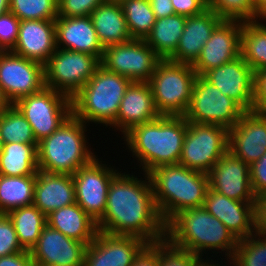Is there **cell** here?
I'll return each instance as SVG.
<instances>
[{
  "label": "cell",
  "mask_w": 266,
  "mask_h": 266,
  "mask_svg": "<svg viewBox=\"0 0 266 266\" xmlns=\"http://www.w3.org/2000/svg\"><path fill=\"white\" fill-rule=\"evenodd\" d=\"M145 180L119 172L107 193L106 211L98 230L137 236L149 244L165 239V224L156 208L149 174Z\"/></svg>",
  "instance_id": "6da1fadb"
},
{
  "label": "cell",
  "mask_w": 266,
  "mask_h": 266,
  "mask_svg": "<svg viewBox=\"0 0 266 266\" xmlns=\"http://www.w3.org/2000/svg\"><path fill=\"white\" fill-rule=\"evenodd\" d=\"M187 127L184 116L160 115L133 126L124 134V140L148 174L158 166L179 163Z\"/></svg>",
  "instance_id": "7a4b0ae2"
},
{
  "label": "cell",
  "mask_w": 266,
  "mask_h": 266,
  "mask_svg": "<svg viewBox=\"0 0 266 266\" xmlns=\"http://www.w3.org/2000/svg\"><path fill=\"white\" fill-rule=\"evenodd\" d=\"M148 174L155 205L165 225L183 210L204 206L208 174L180 164L161 165Z\"/></svg>",
  "instance_id": "3957f363"
},
{
  "label": "cell",
  "mask_w": 266,
  "mask_h": 266,
  "mask_svg": "<svg viewBox=\"0 0 266 266\" xmlns=\"http://www.w3.org/2000/svg\"><path fill=\"white\" fill-rule=\"evenodd\" d=\"M165 238L173 246L187 250L200 258L206 249H215L226 251L225 256L231 259L239 241L204 206L186 209L176 214L165 225Z\"/></svg>",
  "instance_id": "277c9868"
},
{
  "label": "cell",
  "mask_w": 266,
  "mask_h": 266,
  "mask_svg": "<svg viewBox=\"0 0 266 266\" xmlns=\"http://www.w3.org/2000/svg\"><path fill=\"white\" fill-rule=\"evenodd\" d=\"M86 124L73 114L37 145L38 170L73 175L96 156L88 149ZM86 139V140H85Z\"/></svg>",
  "instance_id": "5b68a950"
},
{
  "label": "cell",
  "mask_w": 266,
  "mask_h": 266,
  "mask_svg": "<svg viewBox=\"0 0 266 266\" xmlns=\"http://www.w3.org/2000/svg\"><path fill=\"white\" fill-rule=\"evenodd\" d=\"M131 82L130 79L100 65L72 98V114L85 124L94 122L112 127L121 100Z\"/></svg>",
  "instance_id": "8992f818"
},
{
  "label": "cell",
  "mask_w": 266,
  "mask_h": 266,
  "mask_svg": "<svg viewBox=\"0 0 266 266\" xmlns=\"http://www.w3.org/2000/svg\"><path fill=\"white\" fill-rule=\"evenodd\" d=\"M196 77L192 65L162 59L148 81L158 113L184 116L191 102Z\"/></svg>",
  "instance_id": "52a82bcc"
},
{
  "label": "cell",
  "mask_w": 266,
  "mask_h": 266,
  "mask_svg": "<svg viewBox=\"0 0 266 266\" xmlns=\"http://www.w3.org/2000/svg\"><path fill=\"white\" fill-rule=\"evenodd\" d=\"M100 65L97 56L57 48L44 65L45 87L72 99Z\"/></svg>",
  "instance_id": "ba28073f"
},
{
  "label": "cell",
  "mask_w": 266,
  "mask_h": 266,
  "mask_svg": "<svg viewBox=\"0 0 266 266\" xmlns=\"http://www.w3.org/2000/svg\"><path fill=\"white\" fill-rule=\"evenodd\" d=\"M228 134L219 125L188 122L178 164L208 174L228 151Z\"/></svg>",
  "instance_id": "9c48e42d"
},
{
  "label": "cell",
  "mask_w": 266,
  "mask_h": 266,
  "mask_svg": "<svg viewBox=\"0 0 266 266\" xmlns=\"http://www.w3.org/2000/svg\"><path fill=\"white\" fill-rule=\"evenodd\" d=\"M244 112L203 75H197L184 117L188 122L219 125L229 130L237 124Z\"/></svg>",
  "instance_id": "30bf717a"
},
{
  "label": "cell",
  "mask_w": 266,
  "mask_h": 266,
  "mask_svg": "<svg viewBox=\"0 0 266 266\" xmlns=\"http://www.w3.org/2000/svg\"><path fill=\"white\" fill-rule=\"evenodd\" d=\"M14 105L31 125L37 142L50 136L72 115V99L47 87L19 99Z\"/></svg>",
  "instance_id": "8fae6325"
},
{
  "label": "cell",
  "mask_w": 266,
  "mask_h": 266,
  "mask_svg": "<svg viewBox=\"0 0 266 266\" xmlns=\"http://www.w3.org/2000/svg\"><path fill=\"white\" fill-rule=\"evenodd\" d=\"M161 60L144 39H132L105 47L101 65L132 82H148Z\"/></svg>",
  "instance_id": "7c38bea8"
},
{
  "label": "cell",
  "mask_w": 266,
  "mask_h": 266,
  "mask_svg": "<svg viewBox=\"0 0 266 266\" xmlns=\"http://www.w3.org/2000/svg\"><path fill=\"white\" fill-rule=\"evenodd\" d=\"M95 157L73 175L76 203L98 222L106 211L107 193L112 179L119 173Z\"/></svg>",
  "instance_id": "4fadbf2b"
},
{
  "label": "cell",
  "mask_w": 266,
  "mask_h": 266,
  "mask_svg": "<svg viewBox=\"0 0 266 266\" xmlns=\"http://www.w3.org/2000/svg\"><path fill=\"white\" fill-rule=\"evenodd\" d=\"M0 86L11 104L45 87L44 65L7 51L0 59Z\"/></svg>",
  "instance_id": "5bb4252c"
},
{
  "label": "cell",
  "mask_w": 266,
  "mask_h": 266,
  "mask_svg": "<svg viewBox=\"0 0 266 266\" xmlns=\"http://www.w3.org/2000/svg\"><path fill=\"white\" fill-rule=\"evenodd\" d=\"M149 243L137 236L115 235L98 230L87 245L83 266H132Z\"/></svg>",
  "instance_id": "9a60e30c"
},
{
  "label": "cell",
  "mask_w": 266,
  "mask_h": 266,
  "mask_svg": "<svg viewBox=\"0 0 266 266\" xmlns=\"http://www.w3.org/2000/svg\"><path fill=\"white\" fill-rule=\"evenodd\" d=\"M203 76L223 95L234 100L244 111H252L255 72L241 55L207 71Z\"/></svg>",
  "instance_id": "2e32d148"
},
{
  "label": "cell",
  "mask_w": 266,
  "mask_h": 266,
  "mask_svg": "<svg viewBox=\"0 0 266 266\" xmlns=\"http://www.w3.org/2000/svg\"><path fill=\"white\" fill-rule=\"evenodd\" d=\"M242 21L223 20L204 44L201 54L192 65L197 75L232 61L241 55Z\"/></svg>",
  "instance_id": "e0dca14e"
},
{
  "label": "cell",
  "mask_w": 266,
  "mask_h": 266,
  "mask_svg": "<svg viewBox=\"0 0 266 266\" xmlns=\"http://www.w3.org/2000/svg\"><path fill=\"white\" fill-rule=\"evenodd\" d=\"M209 188L228 198L254 203L250 165L227 151L208 173Z\"/></svg>",
  "instance_id": "ac0fdd59"
},
{
  "label": "cell",
  "mask_w": 266,
  "mask_h": 266,
  "mask_svg": "<svg viewBox=\"0 0 266 266\" xmlns=\"http://www.w3.org/2000/svg\"><path fill=\"white\" fill-rule=\"evenodd\" d=\"M87 245L46 225L31 249L34 265L83 266Z\"/></svg>",
  "instance_id": "d6986e66"
},
{
  "label": "cell",
  "mask_w": 266,
  "mask_h": 266,
  "mask_svg": "<svg viewBox=\"0 0 266 266\" xmlns=\"http://www.w3.org/2000/svg\"><path fill=\"white\" fill-rule=\"evenodd\" d=\"M228 151L251 165L266 153V114L245 111L229 129Z\"/></svg>",
  "instance_id": "ffe728a7"
},
{
  "label": "cell",
  "mask_w": 266,
  "mask_h": 266,
  "mask_svg": "<svg viewBox=\"0 0 266 266\" xmlns=\"http://www.w3.org/2000/svg\"><path fill=\"white\" fill-rule=\"evenodd\" d=\"M55 20L20 21L14 54L45 65L56 51Z\"/></svg>",
  "instance_id": "44dd1931"
},
{
  "label": "cell",
  "mask_w": 266,
  "mask_h": 266,
  "mask_svg": "<svg viewBox=\"0 0 266 266\" xmlns=\"http://www.w3.org/2000/svg\"><path fill=\"white\" fill-rule=\"evenodd\" d=\"M204 208L238 239L251 236L254 229V203L228 198L208 188Z\"/></svg>",
  "instance_id": "7402d4cb"
},
{
  "label": "cell",
  "mask_w": 266,
  "mask_h": 266,
  "mask_svg": "<svg viewBox=\"0 0 266 266\" xmlns=\"http://www.w3.org/2000/svg\"><path fill=\"white\" fill-rule=\"evenodd\" d=\"M223 19L207 8L201 14L187 17L178 47L168 60L193 65L201 50Z\"/></svg>",
  "instance_id": "603a6c76"
},
{
  "label": "cell",
  "mask_w": 266,
  "mask_h": 266,
  "mask_svg": "<svg viewBox=\"0 0 266 266\" xmlns=\"http://www.w3.org/2000/svg\"><path fill=\"white\" fill-rule=\"evenodd\" d=\"M159 116L149 83L133 81L125 91L112 126L125 134L133 126L152 121Z\"/></svg>",
  "instance_id": "cb8c5ba5"
},
{
  "label": "cell",
  "mask_w": 266,
  "mask_h": 266,
  "mask_svg": "<svg viewBox=\"0 0 266 266\" xmlns=\"http://www.w3.org/2000/svg\"><path fill=\"white\" fill-rule=\"evenodd\" d=\"M55 29L57 48L87 53L102 59L104 47L98 40L90 16L57 17Z\"/></svg>",
  "instance_id": "d4e9b609"
},
{
  "label": "cell",
  "mask_w": 266,
  "mask_h": 266,
  "mask_svg": "<svg viewBox=\"0 0 266 266\" xmlns=\"http://www.w3.org/2000/svg\"><path fill=\"white\" fill-rule=\"evenodd\" d=\"M74 203H76V195L72 175L38 170L33 205L47 216L56 209Z\"/></svg>",
  "instance_id": "484cf974"
},
{
  "label": "cell",
  "mask_w": 266,
  "mask_h": 266,
  "mask_svg": "<svg viewBox=\"0 0 266 266\" xmlns=\"http://www.w3.org/2000/svg\"><path fill=\"white\" fill-rule=\"evenodd\" d=\"M90 17L104 48L132 40L120 1L105 0Z\"/></svg>",
  "instance_id": "4316f807"
},
{
  "label": "cell",
  "mask_w": 266,
  "mask_h": 266,
  "mask_svg": "<svg viewBox=\"0 0 266 266\" xmlns=\"http://www.w3.org/2000/svg\"><path fill=\"white\" fill-rule=\"evenodd\" d=\"M47 225L65 236L90 244L97 235L95 222L77 203L56 209L46 216Z\"/></svg>",
  "instance_id": "83f0119b"
},
{
  "label": "cell",
  "mask_w": 266,
  "mask_h": 266,
  "mask_svg": "<svg viewBox=\"0 0 266 266\" xmlns=\"http://www.w3.org/2000/svg\"><path fill=\"white\" fill-rule=\"evenodd\" d=\"M187 17L174 14L156 19L144 41L162 58L168 59L178 47Z\"/></svg>",
  "instance_id": "f1b7e54d"
},
{
  "label": "cell",
  "mask_w": 266,
  "mask_h": 266,
  "mask_svg": "<svg viewBox=\"0 0 266 266\" xmlns=\"http://www.w3.org/2000/svg\"><path fill=\"white\" fill-rule=\"evenodd\" d=\"M37 145L27 143L3 144L0 153V175H36L38 172Z\"/></svg>",
  "instance_id": "f546056e"
},
{
  "label": "cell",
  "mask_w": 266,
  "mask_h": 266,
  "mask_svg": "<svg viewBox=\"0 0 266 266\" xmlns=\"http://www.w3.org/2000/svg\"><path fill=\"white\" fill-rule=\"evenodd\" d=\"M7 215L13 223L19 244L24 250L31 251L47 225L46 215L33 204L11 210Z\"/></svg>",
  "instance_id": "4dcf8cb0"
},
{
  "label": "cell",
  "mask_w": 266,
  "mask_h": 266,
  "mask_svg": "<svg viewBox=\"0 0 266 266\" xmlns=\"http://www.w3.org/2000/svg\"><path fill=\"white\" fill-rule=\"evenodd\" d=\"M36 175H0V214L33 204Z\"/></svg>",
  "instance_id": "1f68e13d"
},
{
  "label": "cell",
  "mask_w": 266,
  "mask_h": 266,
  "mask_svg": "<svg viewBox=\"0 0 266 266\" xmlns=\"http://www.w3.org/2000/svg\"><path fill=\"white\" fill-rule=\"evenodd\" d=\"M241 56L254 72L266 68V24L243 22L241 31Z\"/></svg>",
  "instance_id": "d6a6232c"
},
{
  "label": "cell",
  "mask_w": 266,
  "mask_h": 266,
  "mask_svg": "<svg viewBox=\"0 0 266 266\" xmlns=\"http://www.w3.org/2000/svg\"><path fill=\"white\" fill-rule=\"evenodd\" d=\"M128 31L132 39H145L156 22L149 0H121Z\"/></svg>",
  "instance_id": "836d02e7"
},
{
  "label": "cell",
  "mask_w": 266,
  "mask_h": 266,
  "mask_svg": "<svg viewBox=\"0 0 266 266\" xmlns=\"http://www.w3.org/2000/svg\"><path fill=\"white\" fill-rule=\"evenodd\" d=\"M0 136L3 144H38L31 125L14 104L0 112Z\"/></svg>",
  "instance_id": "e575fe53"
},
{
  "label": "cell",
  "mask_w": 266,
  "mask_h": 266,
  "mask_svg": "<svg viewBox=\"0 0 266 266\" xmlns=\"http://www.w3.org/2000/svg\"><path fill=\"white\" fill-rule=\"evenodd\" d=\"M230 260L234 266H266V236L254 232L240 239Z\"/></svg>",
  "instance_id": "d590c367"
},
{
  "label": "cell",
  "mask_w": 266,
  "mask_h": 266,
  "mask_svg": "<svg viewBox=\"0 0 266 266\" xmlns=\"http://www.w3.org/2000/svg\"><path fill=\"white\" fill-rule=\"evenodd\" d=\"M58 0H9V11L20 21L55 20Z\"/></svg>",
  "instance_id": "8d00e7d4"
},
{
  "label": "cell",
  "mask_w": 266,
  "mask_h": 266,
  "mask_svg": "<svg viewBox=\"0 0 266 266\" xmlns=\"http://www.w3.org/2000/svg\"><path fill=\"white\" fill-rule=\"evenodd\" d=\"M207 8L223 20L256 21L252 0H207Z\"/></svg>",
  "instance_id": "74e56055"
},
{
  "label": "cell",
  "mask_w": 266,
  "mask_h": 266,
  "mask_svg": "<svg viewBox=\"0 0 266 266\" xmlns=\"http://www.w3.org/2000/svg\"><path fill=\"white\" fill-rule=\"evenodd\" d=\"M204 259L173 246L166 238L160 240L159 266H200Z\"/></svg>",
  "instance_id": "f35d334b"
},
{
  "label": "cell",
  "mask_w": 266,
  "mask_h": 266,
  "mask_svg": "<svg viewBox=\"0 0 266 266\" xmlns=\"http://www.w3.org/2000/svg\"><path fill=\"white\" fill-rule=\"evenodd\" d=\"M17 233L7 214H0V257L24 252Z\"/></svg>",
  "instance_id": "ab89813d"
},
{
  "label": "cell",
  "mask_w": 266,
  "mask_h": 266,
  "mask_svg": "<svg viewBox=\"0 0 266 266\" xmlns=\"http://www.w3.org/2000/svg\"><path fill=\"white\" fill-rule=\"evenodd\" d=\"M105 0H58V17H85Z\"/></svg>",
  "instance_id": "60d3db41"
},
{
  "label": "cell",
  "mask_w": 266,
  "mask_h": 266,
  "mask_svg": "<svg viewBox=\"0 0 266 266\" xmlns=\"http://www.w3.org/2000/svg\"><path fill=\"white\" fill-rule=\"evenodd\" d=\"M20 20L11 12L0 15V45L11 51L18 39Z\"/></svg>",
  "instance_id": "b9f144b4"
},
{
  "label": "cell",
  "mask_w": 266,
  "mask_h": 266,
  "mask_svg": "<svg viewBox=\"0 0 266 266\" xmlns=\"http://www.w3.org/2000/svg\"><path fill=\"white\" fill-rule=\"evenodd\" d=\"M250 182L255 196L266 194V153L250 165Z\"/></svg>",
  "instance_id": "7bdbcfd3"
},
{
  "label": "cell",
  "mask_w": 266,
  "mask_h": 266,
  "mask_svg": "<svg viewBox=\"0 0 266 266\" xmlns=\"http://www.w3.org/2000/svg\"><path fill=\"white\" fill-rule=\"evenodd\" d=\"M253 111L266 114V68L255 72Z\"/></svg>",
  "instance_id": "ee69618b"
},
{
  "label": "cell",
  "mask_w": 266,
  "mask_h": 266,
  "mask_svg": "<svg viewBox=\"0 0 266 266\" xmlns=\"http://www.w3.org/2000/svg\"><path fill=\"white\" fill-rule=\"evenodd\" d=\"M175 14L191 17L207 9V0H171Z\"/></svg>",
  "instance_id": "f6af8a7d"
},
{
  "label": "cell",
  "mask_w": 266,
  "mask_h": 266,
  "mask_svg": "<svg viewBox=\"0 0 266 266\" xmlns=\"http://www.w3.org/2000/svg\"><path fill=\"white\" fill-rule=\"evenodd\" d=\"M160 241L148 244L135 258L132 266H159Z\"/></svg>",
  "instance_id": "bcb514c9"
},
{
  "label": "cell",
  "mask_w": 266,
  "mask_h": 266,
  "mask_svg": "<svg viewBox=\"0 0 266 266\" xmlns=\"http://www.w3.org/2000/svg\"><path fill=\"white\" fill-rule=\"evenodd\" d=\"M255 233L266 236V194L256 196L254 202Z\"/></svg>",
  "instance_id": "7dc6e473"
},
{
  "label": "cell",
  "mask_w": 266,
  "mask_h": 266,
  "mask_svg": "<svg viewBox=\"0 0 266 266\" xmlns=\"http://www.w3.org/2000/svg\"><path fill=\"white\" fill-rule=\"evenodd\" d=\"M0 266H34L30 251L0 257Z\"/></svg>",
  "instance_id": "c3c4849f"
},
{
  "label": "cell",
  "mask_w": 266,
  "mask_h": 266,
  "mask_svg": "<svg viewBox=\"0 0 266 266\" xmlns=\"http://www.w3.org/2000/svg\"><path fill=\"white\" fill-rule=\"evenodd\" d=\"M156 19L175 14L171 0H149Z\"/></svg>",
  "instance_id": "681fc988"
},
{
  "label": "cell",
  "mask_w": 266,
  "mask_h": 266,
  "mask_svg": "<svg viewBox=\"0 0 266 266\" xmlns=\"http://www.w3.org/2000/svg\"><path fill=\"white\" fill-rule=\"evenodd\" d=\"M254 13L259 17L266 10V0H252Z\"/></svg>",
  "instance_id": "f907efd6"
},
{
  "label": "cell",
  "mask_w": 266,
  "mask_h": 266,
  "mask_svg": "<svg viewBox=\"0 0 266 266\" xmlns=\"http://www.w3.org/2000/svg\"><path fill=\"white\" fill-rule=\"evenodd\" d=\"M11 105V103L8 101L6 96L4 95L1 86H0V112H2L4 109L8 108Z\"/></svg>",
  "instance_id": "816d5d0a"
},
{
  "label": "cell",
  "mask_w": 266,
  "mask_h": 266,
  "mask_svg": "<svg viewBox=\"0 0 266 266\" xmlns=\"http://www.w3.org/2000/svg\"><path fill=\"white\" fill-rule=\"evenodd\" d=\"M9 11V0H0V15Z\"/></svg>",
  "instance_id": "f5cc1de1"
},
{
  "label": "cell",
  "mask_w": 266,
  "mask_h": 266,
  "mask_svg": "<svg viewBox=\"0 0 266 266\" xmlns=\"http://www.w3.org/2000/svg\"><path fill=\"white\" fill-rule=\"evenodd\" d=\"M209 263V264H208ZM200 266H220L218 263L216 264H211L209 261L207 262V260H205L204 262L202 261L201 263H200Z\"/></svg>",
  "instance_id": "db71d44e"
},
{
  "label": "cell",
  "mask_w": 266,
  "mask_h": 266,
  "mask_svg": "<svg viewBox=\"0 0 266 266\" xmlns=\"http://www.w3.org/2000/svg\"><path fill=\"white\" fill-rule=\"evenodd\" d=\"M7 52L1 45H0V59L1 57Z\"/></svg>",
  "instance_id": "11a10c76"
},
{
  "label": "cell",
  "mask_w": 266,
  "mask_h": 266,
  "mask_svg": "<svg viewBox=\"0 0 266 266\" xmlns=\"http://www.w3.org/2000/svg\"><path fill=\"white\" fill-rule=\"evenodd\" d=\"M261 19V21L264 19V20H266V10L259 16V19L258 20H260Z\"/></svg>",
  "instance_id": "9f6ffc18"
},
{
  "label": "cell",
  "mask_w": 266,
  "mask_h": 266,
  "mask_svg": "<svg viewBox=\"0 0 266 266\" xmlns=\"http://www.w3.org/2000/svg\"><path fill=\"white\" fill-rule=\"evenodd\" d=\"M2 149H3V142H2V138L0 136V153H1Z\"/></svg>",
  "instance_id": "6f0895ef"
}]
</instances>
